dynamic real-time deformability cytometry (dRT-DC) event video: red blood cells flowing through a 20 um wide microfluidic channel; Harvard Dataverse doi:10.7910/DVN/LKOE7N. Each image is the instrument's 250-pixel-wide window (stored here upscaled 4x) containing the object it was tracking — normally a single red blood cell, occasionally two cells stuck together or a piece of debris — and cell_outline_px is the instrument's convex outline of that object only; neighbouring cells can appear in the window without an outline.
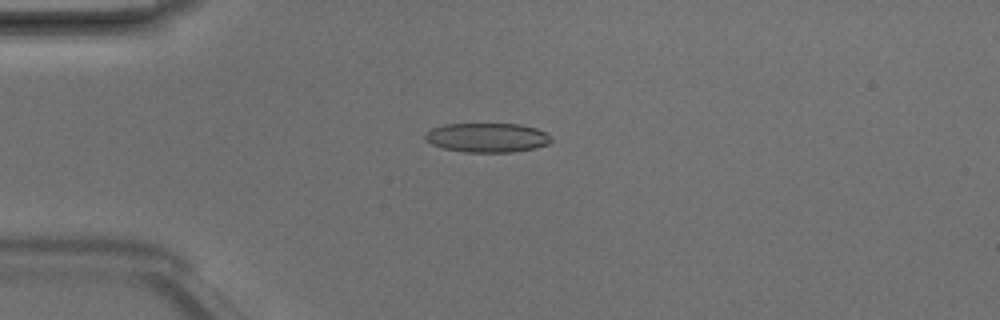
{"species": "Egyptian fruit bat (a non-hibernating species)", "species_latin": "Rousettus aegyptiacus", "temperature_condition": "room temperature", "stored_images_in_passage": 6, "camera_frame_rate_fps": 3000, "um_per_image_px": 0.085, "animal": {"sex": "male"}, "frame": {"image": 1, "passage_image": 4, "time_ms": 1.0, "image_size_px": [1000, 320], "cell_outline_px": [[552, 140], [548, 144], [536, 148], [512, 152], [464, 152], [444, 148], [432, 144], [424, 140], [424, 136], [432, 128], [444, 124], [520, 124], [536, 128], [548, 132]], "centroid_in_image_um": [41.44, 11.69], "position_along_channel_um": 43.6, "area_um2": 21.62}}